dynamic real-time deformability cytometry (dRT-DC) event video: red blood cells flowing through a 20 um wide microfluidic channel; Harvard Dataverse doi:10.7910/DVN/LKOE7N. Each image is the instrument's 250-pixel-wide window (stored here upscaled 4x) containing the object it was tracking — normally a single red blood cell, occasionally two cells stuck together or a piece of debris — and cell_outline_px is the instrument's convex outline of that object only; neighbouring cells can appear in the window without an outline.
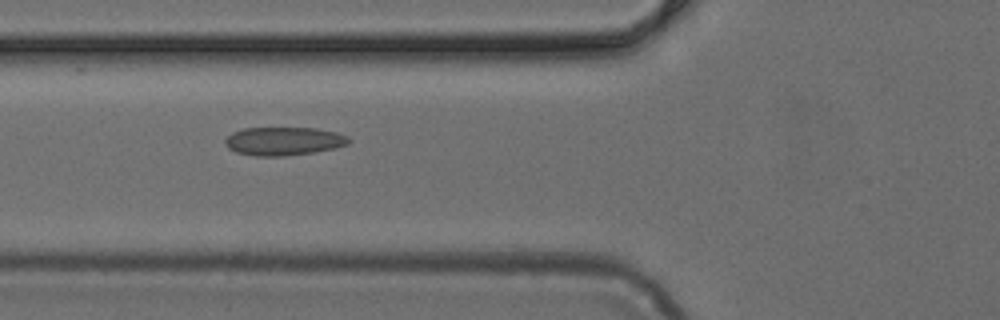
{"species": "common noctule bat (a hibernating species)", "species_latin": "Nyctalus noctula", "temperature_condition": "cold", "stored_images_in_passage": 8, "camera_frame_rate_fps": 3000, "um_per_image_px": 0.085, "animal": {"sex": "female", "body_mass_g": 24.6, "forearm_length_mm": 56.2}, "frame": {"image": 1, "passage_image": 6, "time_ms": 1.667, "image_size_px": [1000, 320], "cell_outline_px": [[352, 140], [348, 144], [336, 148], [312, 152], [284, 156], [256, 156], [236, 152], [228, 148], [224, 144], [224, 140], [232, 132], [244, 128], [316, 128], [336, 132], [348, 136]], "centroid_in_image_um": [24.12, 11.99], "position_along_channel_um": 101.7, "area_um2": 20.52}}
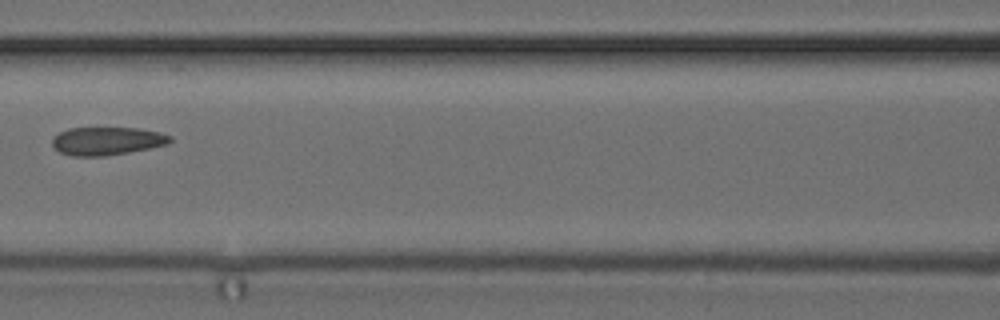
{"frame": {"image": 2, "passage_image": 7, "time_ms": 2.0, "image_size_px": [1000, 320], "cell_outline_px": [[172, 140], [168, 144], [128, 152], [104, 156], [72, 156], [60, 152], [52, 148], [52, 136], [68, 128], [140, 128], [160, 132], [172, 136]], "centroid_in_image_um": [9.06, 11.98], "position_along_channel_um": 157.5, "area_um2": 19.42}}
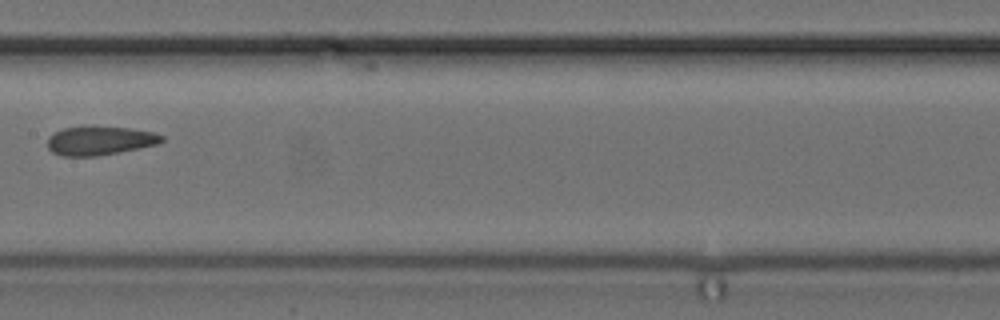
{"frame": {"image": 3, "passage_image": 8, "time_ms": 2.333, "image_size_px": [1000, 320], "cell_outline_px": [[164, 140], [156, 144], [120, 152], [96, 156], [60, 156], [52, 152], [48, 148], [48, 136], [64, 128], [92, 124], [128, 128], [152, 132], [164, 136]], "centroid_in_image_um": [8.45, 11.93], "position_along_channel_um": 199.0, "area_um2": 19.54}}